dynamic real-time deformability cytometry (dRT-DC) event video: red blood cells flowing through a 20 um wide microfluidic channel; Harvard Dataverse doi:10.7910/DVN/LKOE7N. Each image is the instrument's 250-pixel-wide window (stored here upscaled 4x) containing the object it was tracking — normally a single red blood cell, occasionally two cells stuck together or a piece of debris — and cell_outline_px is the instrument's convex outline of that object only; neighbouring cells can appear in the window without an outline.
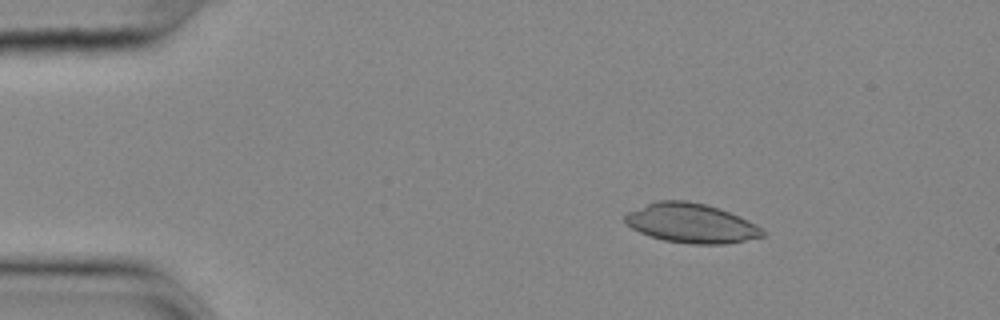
{"species": "common noctule bat (a hibernating species)", "species_latin": "Nyctalus noctula", "temperature_condition": "cold", "stored_images_in_passage": 50, "camera_frame_rate_fps": 3000, "um_per_image_px": 0.085, "animal": {"sex": "female", "body_mass_g": 25.1}, "frame": {"image": 1, "passage_image": 9, "time_ms": 2.667, "image_size_px": [1000, 320], "cell_outline_px": [[768, 236], [724, 244], [692, 244], [664, 240], [640, 232], [632, 228], [624, 220], [624, 216], [628, 212], [656, 200], [688, 200], [720, 208], [748, 220], [756, 224]], "centroid_in_image_um": [58.78, 18.97], "position_along_channel_um": 26.2, "area_um2": 31.5}}
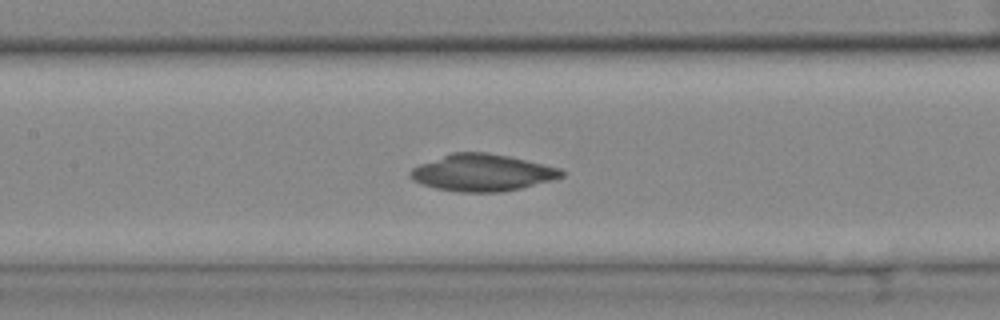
{"frame": {"image": 2, "passage_image": 26, "time_ms": 8.333, "image_size_px": [1000, 320], "cell_outline_px": [[568, 172], [564, 176], [552, 180], [520, 188], [500, 192], [460, 192], [436, 188], [412, 180], [408, 176], [408, 172], [412, 168], [420, 164], [452, 152], [488, 152], [508, 156], [560, 168]], "centroid_in_image_um": [40.99, 14.67], "position_along_channel_um": 166.4, "area_um2": 32.43}}
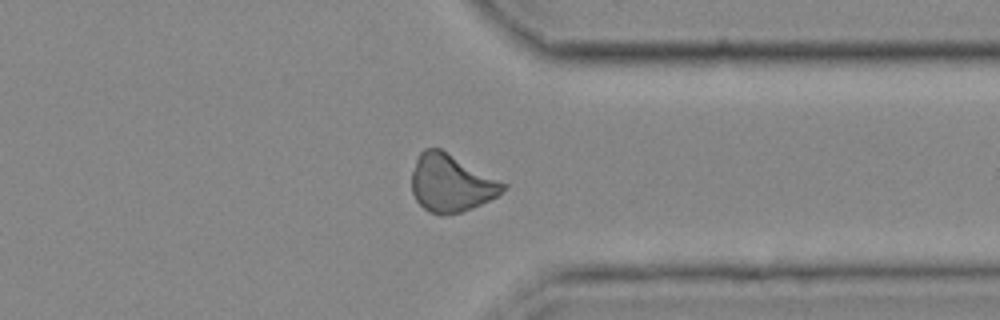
{"frame": {"image": 3, "passage_image": 43, "time_ms": 14.0, "image_size_px": [1000, 320], "cell_outline_px": [[508, 188], [496, 196], [472, 208], [460, 212], [444, 216], [440, 216], [428, 212], [416, 200], [412, 192], [412, 172], [416, 160], [420, 152], [424, 148], [440, 148], [508, 184]], "centroid_in_image_um": [38.34, 15.58], "position_along_channel_um": 373.1, "area_um2": 30.63}}